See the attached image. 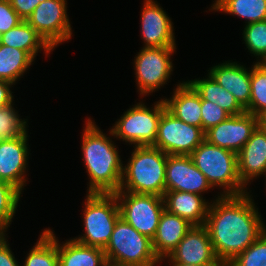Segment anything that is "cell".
Segmentation results:
<instances>
[{
  "instance_id": "cell-13",
  "label": "cell",
  "mask_w": 266,
  "mask_h": 266,
  "mask_svg": "<svg viewBox=\"0 0 266 266\" xmlns=\"http://www.w3.org/2000/svg\"><path fill=\"white\" fill-rule=\"evenodd\" d=\"M169 256L171 261L187 265L223 266L216 257L205 225L192 226Z\"/></svg>"
},
{
  "instance_id": "cell-6",
  "label": "cell",
  "mask_w": 266,
  "mask_h": 266,
  "mask_svg": "<svg viewBox=\"0 0 266 266\" xmlns=\"http://www.w3.org/2000/svg\"><path fill=\"white\" fill-rule=\"evenodd\" d=\"M84 213L85 236L74 239L84 245L105 249L120 217L115 193H89Z\"/></svg>"
},
{
  "instance_id": "cell-25",
  "label": "cell",
  "mask_w": 266,
  "mask_h": 266,
  "mask_svg": "<svg viewBox=\"0 0 266 266\" xmlns=\"http://www.w3.org/2000/svg\"><path fill=\"white\" fill-rule=\"evenodd\" d=\"M33 59L26 51L0 44V80L15 82Z\"/></svg>"
},
{
  "instance_id": "cell-38",
  "label": "cell",
  "mask_w": 266,
  "mask_h": 266,
  "mask_svg": "<svg viewBox=\"0 0 266 266\" xmlns=\"http://www.w3.org/2000/svg\"><path fill=\"white\" fill-rule=\"evenodd\" d=\"M257 117H258V126L266 129V109L263 110Z\"/></svg>"
},
{
  "instance_id": "cell-32",
  "label": "cell",
  "mask_w": 266,
  "mask_h": 266,
  "mask_svg": "<svg viewBox=\"0 0 266 266\" xmlns=\"http://www.w3.org/2000/svg\"><path fill=\"white\" fill-rule=\"evenodd\" d=\"M244 38L247 48L262 57L266 53V20L247 24Z\"/></svg>"
},
{
  "instance_id": "cell-26",
  "label": "cell",
  "mask_w": 266,
  "mask_h": 266,
  "mask_svg": "<svg viewBox=\"0 0 266 266\" xmlns=\"http://www.w3.org/2000/svg\"><path fill=\"white\" fill-rule=\"evenodd\" d=\"M213 6L248 19V24L266 20V0H217Z\"/></svg>"
},
{
  "instance_id": "cell-9",
  "label": "cell",
  "mask_w": 266,
  "mask_h": 266,
  "mask_svg": "<svg viewBox=\"0 0 266 266\" xmlns=\"http://www.w3.org/2000/svg\"><path fill=\"white\" fill-rule=\"evenodd\" d=\"M154 107L153 112L144 104L129 109L110 133L136 143L135 146H152L156 141L161 114L166 109L164 100Z\"/></svg>"
},
{
  "instance_id": "cell-27",
  "label": "cell",
  "mask_w": 266,
  "mask_h": 266,
  "mask_svg": "<svg viewBox=\"0 0 266 266\" xmlns=\"http://www.w3.org/2000/svg\"><path fill=\"white\" fill-rule=\"evenodd\" d=\"M53 232L46 230L30 251L24 266H59L57 240Z\"/></svg>"
},
{
  "instance_id": "cell-1",
  "label": "cell",
  "mask_w": 266,
  "mask_h": 266,
  "mask_svg": "<svg viewBox=\"0 0 266 266\" xmlns=\"http://www.w3.org/2000/svg\"><path fill=\"white\" fill-rule=\"evenodd\" d=\"M225 195L208 209L205 226L216 257L227 266L265 232L251 199Z\"/></svg>"
},
{
  "instance_id": "cell-11",
  "label": "cell",
  "mask_w": 266,
  "mask_h": 266,
  "mask_svg": "<svg viewBox=\"0 0 266 266\" xmlns=\"http://www.w3.org/2000/svg\"><path fill=\"white\" fill-rule=\"evenodd\" d=\"M175 46L145 47L135 60L136 74L139 88L142 94L151 92L165 84L170 72L172 62L170 54Z\"/></svg>"
},
{
  "instance_id": "cell-5",
  "label": "cell",
  "mask_w": 266,
  "mask_h": 266,
  "mask_svg": "<svg viewBox=\"0 0 266 266\" xmlns=\"http://www.w3.org/2000/svg\"><path fill=\"white\" fill-rule=\"evenodd\" d=\"M104 252L108 261L130 266H153L160 260L154 252L152 239L140 234L121 217L115 223Z\"/></svg>"
},
{
  "instance_id": "cell-20",
  "label": "cell",
  "mask_w": 266,
  "mask_h": 266,
  "mask_svg": "<svg viewBox=\"0 0 266 266\" xmlns=\"http://www.w3.org/2000/svg\"><path fill=\"white\" fill-rule=\"evenodd\" d=\"M163 199L166 203L165 209L169 213L184 218L193 226L205 225L209 208L200 195L182 191H165Z\"/></svg>"
},
{
  "instance_id": "cell-3",
  "label": "cell",
  "mask_w": 266,
  "mask_h": 266,
  "mask_svg": "<svg viewBox=\"0 0 266 266\" xmlns=\"http://www.w3.org/2000/svg\"><path fill=\"white\" fill-rule=\"evenodd\" d=\"M131 161L123 168L120 189L124 179L128 192L164 196L167 154L154 146H136ZM124 174H126L124 176Z\"/></svg>"
},
{
  "instance_id": "cell-10",
  "label": "cell",
  "mask_w": 266,
  "mask_h": 266,
  "mask_svg": "<svg viewBox=\"0 0 266 266\" xmlns=\"http://www.w3.org/2000/svg\"><path fill=\"white\" fill-rule=\"evenodd\" d=\"M65 0H45L39 3L26 21L53 48L71 37Z\"/></svg>"
},
{
  "instance_id": "cell-18",
  "label": "cell",
  "mask_w": 266,
  "mask_h": 266,
  "mask_svg": "<svg viewBox=\"0 0 266 266\" xmlns=\"http://www.w3.org/2000/svg\"><path fill=\"white\" fill-rule=\"evenodd\" d=\"M192 226L184 218L164 209L159 219L156 234L152 239L153 249L158 258L162 259V257L169 255Z\"/></svg>"
},
{
  "instance_id": "cell-36",
  "label": "cell",
  "mask_w": 266,
  "mask_h": 266,
  "mask_svg": "<svg viewBox=\"0 0 266 266\" xmlns=\"http://www.w3.org/2000/svg\"><path fill=\"white\" fill-rule=\"evenodd\" d=\"M0 266H18L6 241L0 245Z\"/></svg>"
},
{
  "instance_id": "cell-39",
  "label": "cell",
  "mask_w": 266,
  "mask_h": 266,
  "mask_svg": "<svg viewBox=\"0 0 266 266\" xmlns=\"http://www.w3.org/2000/svg\"><path fill=\"white\" fill-rule=\"evenodd\" d=\"M262 58H264V59H262L263 62L262 63L261 62H257V65L259 67H261L266 72V53L262 56Z\"/></svg>"
},
{
  "instance_id": "cell-29",
  "label": "cell",
  "mask_w": 266,
  "mask_h": 266,
  "mask_svg": "<svg viewBox=\"0 0 266 266\" xmlns=\"http://www.w3.org/2000/svg\"><path fill=\"white\" fill-rule=\"evenodd\" d=\"M227 266H266V230Z\"/></svg>"
},
{
  "instance_id": "cell-42",
  "label": "cell",
  "mask_w": 266,
  "mask_h": 266,
  "mask_svg": "<svg viewBox=\"0 0 266 266\" xmlns=\"http://www.w3.org/2000/svg\"><path fill=\"white\" fill-rule=\"evenodd\" d=\"M174 264L173 266H200V265H187V264H183V263H178V262H174L172 261Z\"/></svg>"
},
{
  "instance_id": "cell-14",
  "label": "cell",
  "mask_w": 266,
  "mask_h": 266,
  "mask_svg": "<svg viewBox=\"0 0 266 266\" xmlns=\"http://www.w3.org/2000/svg\"><path fill=\"white\" fill-rule=\"evenodd\" d=\"M212 187L205 175L194 165L190 155H167L165 191H182L200 195Z\"/></svg>"
},
{
  "instance_id": "cell-7",
  "label": "cell",
  "mask_w": 266,
  "mask_h": 266,
  "mask_svg": "<svg viewBox=\"0 0 266 266\" xmlns=\"http://www.w3.org/2000/svg\"><path fill=\"white\" fill-rule=\"evenodd\" d=\"M205 140L202 128L177 119L165 109L159 120L158 133L152 145L167 155H190Z\"/></svg>"
},
{
  "instance_id": "cell-8",
  "label": "cell",
  "mask_w": 266,
  "mask_h": 266,
  "mask_svg": "<svg viewBox=\"0 0 266 266\" xmlns=\"http://www.w3.org/2000/svg\"><path fill=\"white\" fill-rule=\"evenodd\" d=\"M122 190L115 192L117 199L125 196L123 202L119 205L120 217L128 222L140 234L153 239L159 219L165 206H162L164 199L162 196L153 194H138L128 192V195H122ZM163 202V203H162Z\"/></svg>"
},
{
  "instance_id": "cell-35",
  "label": "cell",
  "mask_w": 266,
  "mask_h": 266,
  "mask_svg": "<svg viewBox=\"0 0 266 266\" xmlns=\"http://www.w3.org/2000/svg\"><path fill=\"white\" fill-rule=\"evenodd\" d=\"M43 1L45 0H9L11 7L23 20H26L35 10L37 5Z\"/></svg>"
},
{
  "instance_id": "cell-4",
  "label": "cell",
  "mask_w": 266,
  "mask_h": 266,
  "mask_svg": "<svg viewBox=\"0 0 266 266\" xmlns=\"http://www.w3.org/2000/svg\"><path fill=\"white\" fill-rule=\"evenodd\" d=\"M194 165L213 185L229 187L225 195H242L244 184L238 174L237 154L233 151L212 145L204 140L190 154Z\"/></svg>"
},
{
  "instance_id": "cell-2",
  "label": "cell",
  "mask_w": 266,
  "mask_h": 266,
  "mask_svg": "<svg viewBox=\"0 0 266 266\" xmlns=\"http://www.w3.org/2000/svg\"><path fill=\"white\" fill-rule=\"evenodd\" d=\"M83 136V154L91 178L89 193L119 191L123 176L121 160L115 146L88 120Z\"/></svg>"
},
{
  "instance_id": "cell-19",
  "label": "cell",
  "mask_w": 266,
  "mask_h": 266,
  "mask_svg": "<svg viewBox=\"0 0 266 266\" xmlns=\"http://www.w3.org/2000/svg\"><path fill=\"white\" fill-rule=\"evenodd\" d=\"M214 80L224 89L230 92L238 103L246 109L250 103L251 96V72L235 63H226L215 66L210 74Z\"/></svg>"
},
{
  "instance_id": "cell-22",
  "label": "cell",
  "mask_w": 266,
  "mask_h": 266,
  "mask_svg": "<svg viewBox=\"0 0 266 266\" xmlns=\"http://www.w3.org/2000/svg\"><path fill=\"white\" fill-rule=\"evenodd\" d=\"M58 248L59 266H104L107 259L104 249L79 243L76 240L66 242Z\"/></svg>"
},
{
  "instance_id": "cell-37",
  "label": "cell",
  "mask_w": 266,
  "mask_h": 266,
  "mask_svg": "<svg viewBox=\"0 0 266 266\" xmlns=\"http://www.w3.org/2000/svg\"><path fill=\"white\" fill-rule=\"evenodd\" d=\"M11 82L0 80V108L12 103V93L10 92L9 85Z\"/></svg>"
},
{
  "instance_id": "cell-33",
  "label": "cell",
  "mask_w": 266,
  "mask_h": 266,
  "mask_svg": "<svg viewBox=\"0 0 266 266\" xmlns=\"http://www.w3.org/2000/svg\"><path fill=\"white\" fill-rule=\"evenodd\" d=\"M230 114L217 104L201 98V118L204 132L225 121Z\"/></svg>"
},
{
  "instance_id": "cell-12",
  "label": "cell",
  "mask_w": 266,
  "mask_h": 266,
  "mask_svg": "<svg viewBox=\"0 0 266 266\" xmlns=\"http://www.w3.org/2000/svg\"><path fill=\"white\" fill-rule=\"evenodd\" d=\"M258 126V117L245 112L230 115L205 132V140L215 146L238 153Z\"/></svg>"
},
{
  "instance_id": "cell-41",
  "label": "cell",
  "mask_w": 266,
  "mask_h": 266,
  "mask_svg": "<svg viewBox=\"0 0 266 266\" xmlns=\"http://www.w3.org/2000/svg\"><path fill=\"white\" fill-rule=\"evenodd\" d=\"M4 228L5 227H3L2 225H0V245L2 244V243H4L5 242V239H4V237H3V231L2 230H4Z\"/></svg>"
},
{
  "instance_id": "cell-23",
  "label": "cell",
  "mask_w": 266,
  "mask_h": 266,
  "mask_svg": "<svg viewBox=\"0 0 266 266\" xmlns=\"http://www.w3.org/2000/svg\"><path fill=\"white\" fill-rule=\"evenodd\" d=\"M0 44L26 51L33 58L40 47L45 48L47 53L52 49L26 20L2 33L0 35Z\"/></svg>"
},
{
  "instance_id": "cell-21",
  "label": "cell",
  "mask_w": 266,
  "mask_h": 266,
  "mask_svg": "<svg viewBox=\"0 0 266 266\" xmlns=\"http://www.w3.org/2000/svg\"><path fill=\"white\" fill-rule=\"evenodd\" d=\"M166 109L177 119L202 128L201 97L188 82L179 85L171 100H164Z\"/></svg>"
},
{
  "instance_id": "cell-15",
  "label": "cell",
  "mask_w": 266,
  "mask_h": 266,
  "mask_svg": "<svg viewBox=\"0 0 266 266\" xmlns=\"http://www.w3.org/2000/svg\"><path fill=\"white\" fill-rule=\"evenodd\" d=\"M26 134L0 140V181L10 183L20 192L25 182L22 174L25 172L28 153Z\"/></svg>"
},
{
  "instance_id": "cell-40",
  "label": "cell",
  "mask_w": 266,
  "mask_h": 266,
  "mask_svg": "<svg viewBox=\"0 0 266 266\" xmlns=\"http://www.w3.org/2000/svg\"><path fill=\"white\" fill-rule=\"evenodd\" d=\"M104 266H130V265L119 264L107 260Z\"/></svg>"
},
{
  "instance_id": "cell-30",
  "label": "cell",
  "mask_w": 266,
  "mask_h": 266,
  "mask_svg": "<svg viewBox=\"0 0 266 266\" xmlns=\"http://www.w3.org/2000/svg\"><path fill=\"white\" fill-rule=\"evenodd\" d=\"M21 192L5 181H0V225L7 227L11 222Z\"/></svg>"
},
{
  "instance_id": "cell-17",
  "label": "cell",
  "mask_w": 266,
  "mask_h": 266,
  "mask_svg": "<svg viewBox=\"0 0 266 266\" xmlns=\"http://www.w3.org/2000/svg\"><path fill=\"white\" fill-rule=\"evenodd\" d=\"M143 39L146 47L175 46L173 29L169 17L152 0H146L142 12Z\"/></svg>"
},
{
  "instance_id": "cell-31",
  "label": "cell",
  "mask_w": 266,
  "mask_h": 266,
  "mask_svg": "<svg viewBox=\"0 0 266 266\" xmlns=\"http://www.w3.org/2000/svg\"><path fill=\"white\" fill-rule=\"evenodd\" d=\"M25 122L20 121L11 103L0 108V140L11 139L26 133Z\"/></svg>"
},
{
  "instance_id": "cell-28",
  "label": "cell",
  "mask_w": 266,
  "mask_h": 266,
  "mask_svg": "<svg viewBox=\"0 0 266 266\" xmlns=\"http://www.w3.org/2000/svg\"><path fill=\"white\" fill-rule=\"evenodd\" d=\"M251 96L246 112L258 116L266 109V72L257 64L251 70Z\"/></svg>"
},
{
  "instance_id": "cell-24",
  "label": "cell",
  "mask_w": 266,
  "mask_h": 266,
  "mask_svg": "<svg viewBox=\"0 0 266 266\" xmlns=\"http://www.w3.org/2000/svg\"><path fill=\"white\" fill-rule=\"evenodd\" d=\"M189 83L203 100L217 104L230 115H239L246 112L236 98L219 85L211 75L206 80H194Z\"/></svg>"
},
{
  "instance_id": "cell-16",
  "label": "cell",
  "mask_w": 266,
  "mask_h": 266,
  "mask_svg": "<svg viewBox=\"0 0 266 266\" xmlns=\"http://www.w3.org/2000/svg\"><path fill=\"white\" fill-rule=\"evenodd\" d=\"M238 174L245 185L249 179L266 170V129L259 126L252 132L250 139L237 153Z\"/></svg>"
},
{
  "instance_id": "cell-34",
  "label": "cell",
  "mask_w": 266,
  "mask_h": 266,
  "mask_svg": "<svg viewBox=\"0 0 266 266\" xmlns=\"http://www.w3.org/2000/svg\"><path fill=\"white\" fill-rule=\"evenodd\" d=\"M23 19L11 7L9 0H0V35L17 26Z\"/></svg>"
}]
</instances>
